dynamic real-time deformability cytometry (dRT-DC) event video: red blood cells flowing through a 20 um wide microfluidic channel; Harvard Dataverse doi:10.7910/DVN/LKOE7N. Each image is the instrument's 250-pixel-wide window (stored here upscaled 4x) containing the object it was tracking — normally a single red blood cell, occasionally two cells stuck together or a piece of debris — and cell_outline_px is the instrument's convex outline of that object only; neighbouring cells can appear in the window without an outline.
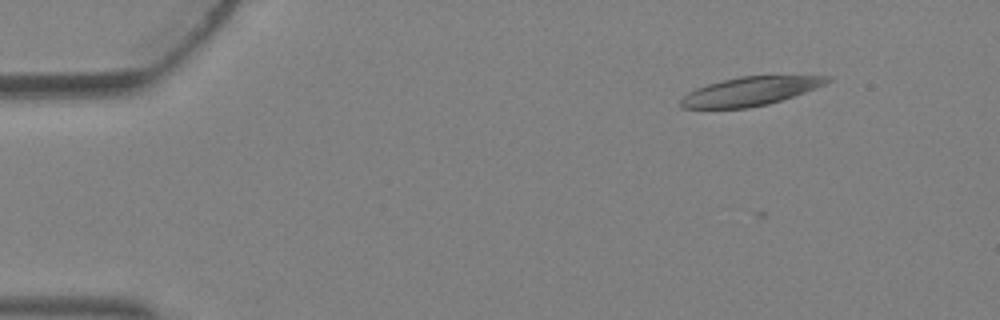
{"species": "Egyptian fruit bat (a non-hibernating species)", "species_latin": "Rousettus aegyptiacus", "temperature_condition": "warm", "stored_images_in_passage": 4, "camera_frame_rate_fps": 3000, "um_per_image_px": 0.085, "animal": {"sex": "female"}, "frame": {"image": 1, "passage_image": 2, "time_ms": 0.333, "image_size_px": [1000, 320], "cell_outline_px": [[832, 80], [816, 88], [768, 104], [748, 108], [680, 108], [680, 100], [688, 92], [696, 88], [708, 84], [740, 76], [832, 76]], "centroid_in_image_um": [63.75, 7.76], "position_along_channel_um": 21.3, "area_um2": 24.16}}